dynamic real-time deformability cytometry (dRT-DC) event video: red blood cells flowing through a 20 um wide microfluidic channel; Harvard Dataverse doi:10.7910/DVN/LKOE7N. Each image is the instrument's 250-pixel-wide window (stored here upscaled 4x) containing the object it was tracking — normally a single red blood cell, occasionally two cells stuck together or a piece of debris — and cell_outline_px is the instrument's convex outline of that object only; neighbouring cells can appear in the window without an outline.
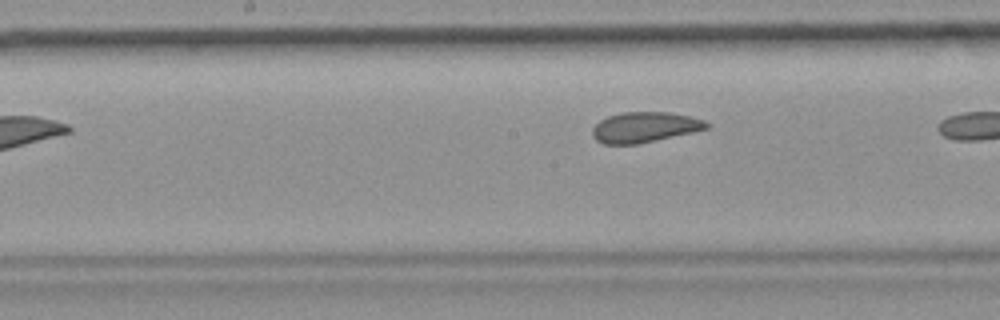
{"species": "common noctule bat (a hibernating species)", "species_latin": "Nyctalus noctula", "temperature_condition": "room temperature", "stored_images_in_passage": 6, "camera_frame_rate_fps": 3000, "um_per_image_px": 0.085, "animal": {"sex": "female", "body_mass_g": 19.9}, "frame": {"image": 1, "passage_image": 6, "time_ms": 1.667, "image_size_px": [1000, 320], "cell_outline_px": [[712, 124], [708, 128], [692, 132], [636, 144], [604, 144], [596, 140], [592, 136], [592, 128], [600, 120], [608, 116], [624, 112], [672, 112], [704, 120]], "centroid_in_image_um": [54.79, 10.8], "position_along_channel_um": 193.4, "area_um2": 20.11}}